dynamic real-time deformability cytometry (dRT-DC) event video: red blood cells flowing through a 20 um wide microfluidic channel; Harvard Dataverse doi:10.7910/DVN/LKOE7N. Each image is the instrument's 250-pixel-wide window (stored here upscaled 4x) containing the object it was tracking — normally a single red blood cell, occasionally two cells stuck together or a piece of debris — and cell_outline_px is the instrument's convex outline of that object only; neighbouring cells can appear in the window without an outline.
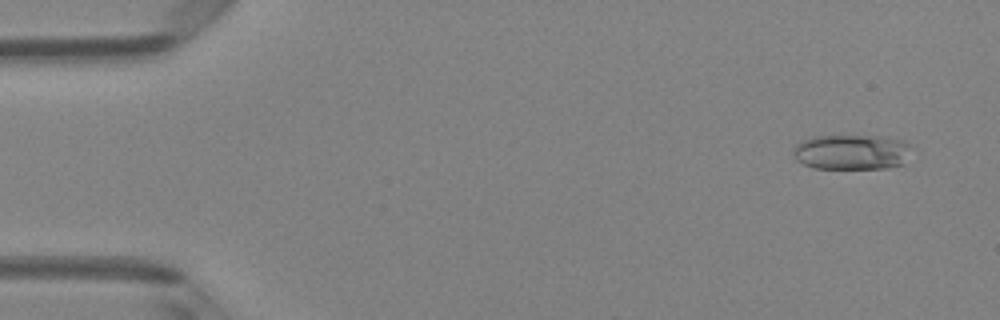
{"species": "Egyptian fruit bat (a non-hibernating species)", "species_latin": "Rousettus aegyptiacus", "temperature_condition": "room temperature", "stored_images_in_passage": 5, "camera_frame_rate_fps": 3000, "um_per_image_px": 0.085, "animal": {"sex": "female"}, "frame": {"image": 1, "passage_image": 1, "time_ms": 0.0, "image_size_px": [1000, 320], "cell_outline_px": [[908, 144], [904, 164], [888, 168], [812, 168], [796, 160], [792, 152], [796, 144], [804, 140], [816, 136], [880, 136], [904, 140]], "centroid_in_image_um": [72.34, 12.93], "position_along_channel_um": 12.7, "area_um2": 23.99}}
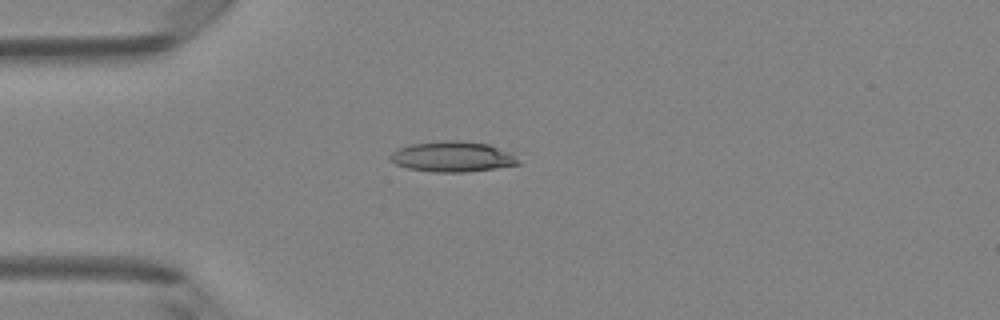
{"frame": {"image": 2, "passage_image": 4, "time_ms": 1.0, "image_size_px": [1000, 320], "cell_outline_px": [[520, 164], [468, 172], [432, 172], [408, 168], [396, 164], [388, 160], [388, 156], [396, 148], [412, 144], [440, 140], [460, 140], [488, 144], [508, 152]], "centroid_in_image_um": [38.36, 13.31], "position_along_channel_um": 46.6, "area_um2": 22.66}}